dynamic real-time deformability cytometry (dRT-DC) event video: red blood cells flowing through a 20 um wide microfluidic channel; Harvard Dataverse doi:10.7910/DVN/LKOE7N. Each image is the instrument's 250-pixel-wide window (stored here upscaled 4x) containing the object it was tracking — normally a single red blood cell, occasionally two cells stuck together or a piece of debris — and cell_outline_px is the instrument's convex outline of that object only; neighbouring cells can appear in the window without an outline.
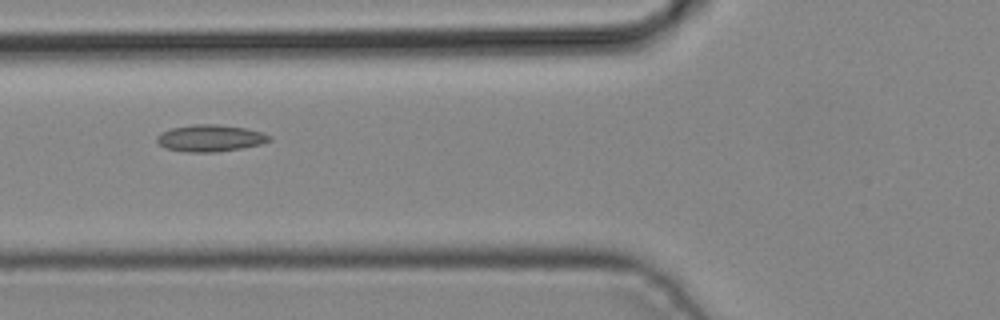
{"species": "common noctule bat (a hibernating species)", "species_latin": "Nyctalus noctula", "temperature_condition": "cold", "stored_images_in_passage": 5, "camera_frame_rate_fps": 3000, "um_per_image_px": 0.085, "animal": {"sex": "male", "body_mass_g": 19.2, "forearm_length_mm": 51.8}, "frame": {"image": 1, "passage_image": 4, "time_ms": 1.0, "image_size_px": [1000, 320], "cell_outline_px": [[272, 140], [260, 144], [240, 148], [216, 152], [188, 152], [164, 148], [156, 140], [156, 136], [160, 132], [172, 128], [192, 124], [216, 124], [244, 128], [264, 132], [272, 136]], "centroid_in_image_um": [17.86, 11.74], "position_along_channel_um": 107.9, "area_um2": 17.63}}
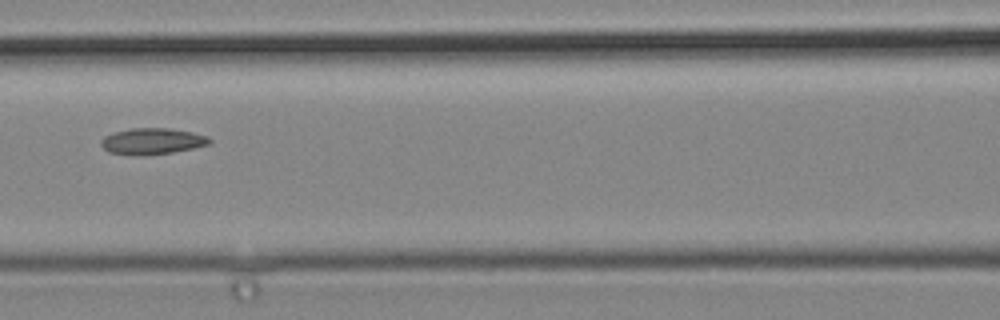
{"frame": {"image": 2, "passage_image": 5, "time_ms": 1.333, "image_size_px": [1000, 320], "cell_outline_px": [[212, 144], [172, 152], [144, 156], [132, 156], [108, 152], [100, 144], [100, 140], [104, 136], [112, 132], [132, 128], [168, 128], [192, 132], [208, 136], [212, 140]], "centroid_in_image_um": [12.91, 12.01], "position_along_channel_um": 153.7, "area_um2": 16.88}}